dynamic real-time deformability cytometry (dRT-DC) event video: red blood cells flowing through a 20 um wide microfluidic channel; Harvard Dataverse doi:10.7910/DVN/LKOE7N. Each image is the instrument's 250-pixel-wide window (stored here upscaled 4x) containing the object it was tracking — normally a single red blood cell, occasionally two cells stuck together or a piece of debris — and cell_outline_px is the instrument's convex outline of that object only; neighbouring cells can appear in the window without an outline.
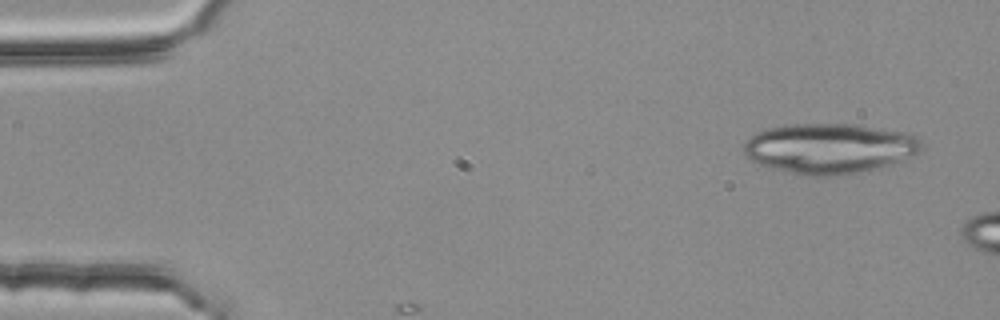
{"species": "common noctule bat (a hibernating species)", "species_latin": "Nyctalus noctula", "temperature_condition": "room temperature", "stored_images_in_passage": 2, "camera_frame_rate_fps": 3000, "um_per_image_px": 0.085, "animal": {"sex": "female", "body_mass_g": 25.1}, "frame": {"image": 1, "passage_image": 1, "time_ms": 0.0, "image_size_px": [1000, 320], "cell_outline_px": [[924, 148], [920, 152], [880, 168], [844, 176], [804, 176], [768, 168], [756, 164], [748, 160], [744, 156], [744, 144], [756, 132], [768, 128], [792, 124], [856, 124], [904, 132], [916, 136], [924, 144]], "centroid_in_image_um": [70.49, 12.64], "position_along_channel_um": 14.5, "area_um2": 52.71}}